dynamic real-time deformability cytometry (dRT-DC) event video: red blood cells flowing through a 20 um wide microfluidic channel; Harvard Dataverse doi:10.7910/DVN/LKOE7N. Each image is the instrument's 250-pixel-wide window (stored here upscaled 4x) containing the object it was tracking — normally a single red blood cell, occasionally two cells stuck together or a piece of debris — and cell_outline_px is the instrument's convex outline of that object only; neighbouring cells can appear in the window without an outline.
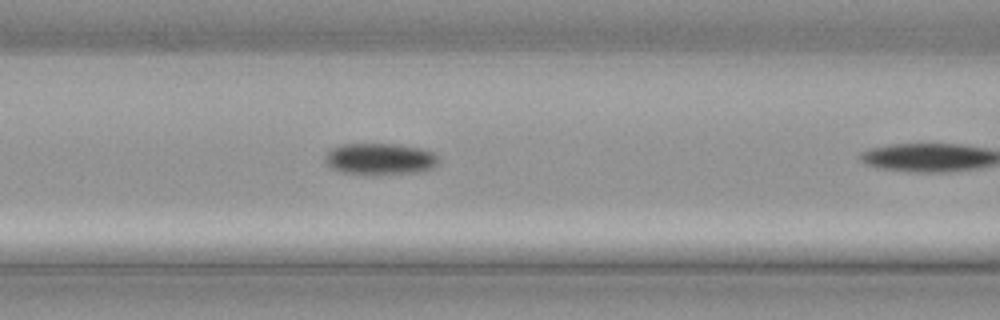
{"species": "common noctule bat (a hibernating species)", "species_latin": "Nyctalus noctula", "temperature_condition": "cold", "stored_images_in_passage": 8, "camera_frame_rate_fps": 3000, "um_per_image_px": 0.085, "animal": {"sex": "male", "body_mass_g": 21.5, "forearm_length_mm": 52.0}, "frame": {"image": 1, "passage_image": 7, "time_ms": 2.0, "image_size_px": [1000, 320], "cell_outline_px": [[436, 164], [420, 172], [344, 172], [332, 168], [324, 160], [328, 152], [332, 148], [344, 144], [396, 144], [420, 148], [432, 152], [436, 156]], "centroid_in_image_um": [32.27, 13.46], "position_along_channel_um": 134.3, "area_um2": 19.71}}